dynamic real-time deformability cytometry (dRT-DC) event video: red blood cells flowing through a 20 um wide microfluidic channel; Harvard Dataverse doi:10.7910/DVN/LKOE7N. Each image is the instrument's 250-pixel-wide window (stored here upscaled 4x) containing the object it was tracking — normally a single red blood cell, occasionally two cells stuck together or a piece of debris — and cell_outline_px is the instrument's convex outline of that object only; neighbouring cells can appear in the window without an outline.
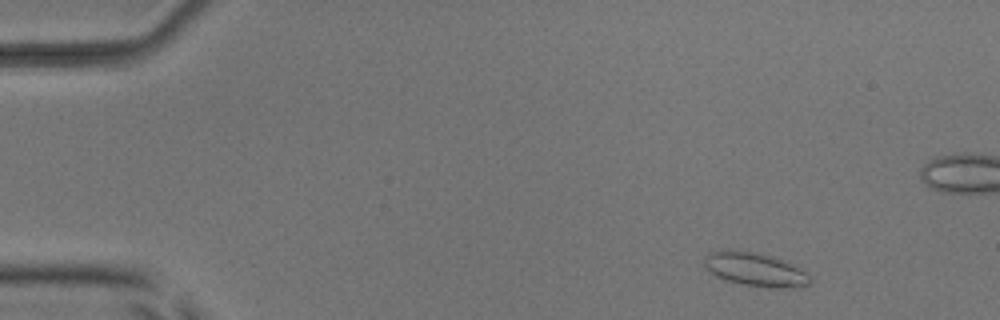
{"species": "common noctule bat (a hibernating species)", "species_latin": "Nyctalus noctula", "temperature_condition": "room temperature", "stored_images_in_passage": 4, "camera_frame_rate_fps": 3000, "um_per_image_px": 0.085, "animal": {"sex": "male", "body_mass_g": 17.9, "forearm_length_mm": 54.2}, "frame": {"image": 1, "passage_image": 1, "time_ms": 0.0, "image_size_px": [1000, 320], "cell_outline_px": [[812, 280], [808, 284], [780, 288], [776, 288], [744, 284], [728, 280], [716, 276], [704, 264], [704, 256], [712, 252], [724, 248], [740, 248], [756, 252], [780, 260], [812, 276]], "centroid_in_image_um": [64.11, 22.86], "position_along_channel_um": 20.9, "area_um2": 20.29}}